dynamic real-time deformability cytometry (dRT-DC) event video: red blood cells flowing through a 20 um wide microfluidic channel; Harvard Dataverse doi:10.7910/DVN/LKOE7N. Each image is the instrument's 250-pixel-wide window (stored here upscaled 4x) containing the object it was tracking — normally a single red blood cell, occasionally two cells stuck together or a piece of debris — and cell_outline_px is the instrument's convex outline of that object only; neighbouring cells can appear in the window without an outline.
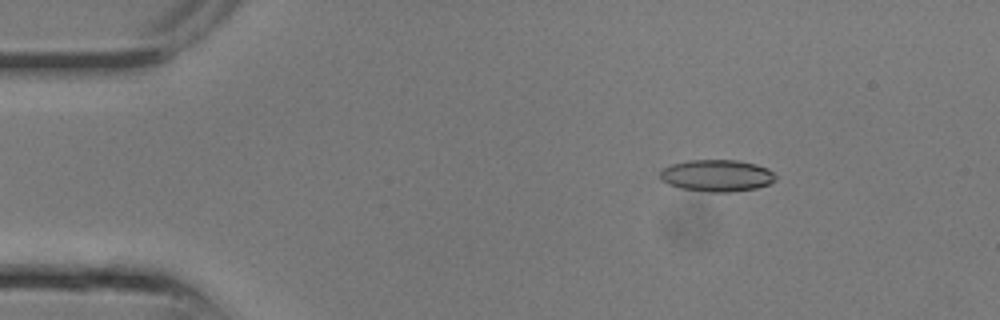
{"species": "common noctule bat (a hibernating species)", "species_latin": "Nyctalus noctula", "temperature_condition": "room temperature", "stored_images_in_passage": 6, "camera_frame_rate_fps": 3000, "um_per_image_px": 0.085, "animal": {"sex": "male", "body_mass_g": 13.3}, "frame": {"image": 1, "passage_image": 1, "time_ms": 0.0, "image_size_px": [1000, 320], "cell_outline_px": [[776, 180], [768, 184], [756, 188], [728, 192], [708, 192], [680, 188], [668, 184], [660, 176], [660, 172], [664, 168], [672, 164], [688, 160], [740, 160], [756, 164], [768, 168], [776, 176]], "centroid_in_image_um": [60.95, 14.92], "position_along_channel_um": 24.0, "area_um2": 21.39}}
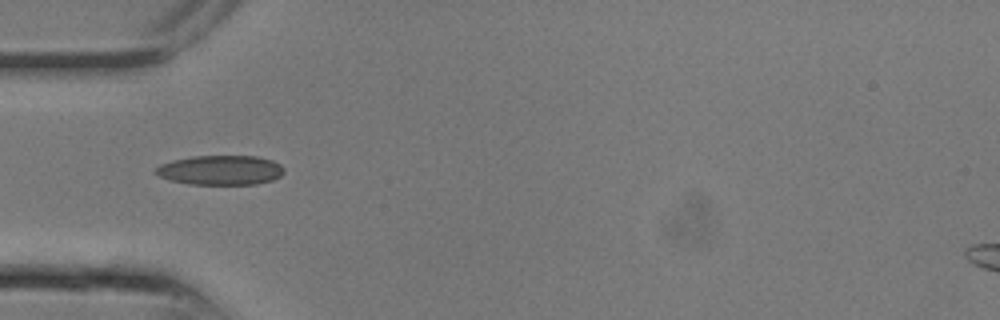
{"frame": {"image": 2, "passage_image": 5, "time_ms": 1.333, "image_size_px": [1000, 320], "cell_outline_px": [[284, 172], [280, 176], [272, 180], [256, 184], [188, 184], [168, 180], [152, 172], [160, 164], [172, 160], [192, 156], [256, 156], [272, 160], [280, 164], [284, 168]], "centroid_in_image_um": [18.72, 14.46], "position_along_channel_um": 66.3, "area_um2": 22.25}}